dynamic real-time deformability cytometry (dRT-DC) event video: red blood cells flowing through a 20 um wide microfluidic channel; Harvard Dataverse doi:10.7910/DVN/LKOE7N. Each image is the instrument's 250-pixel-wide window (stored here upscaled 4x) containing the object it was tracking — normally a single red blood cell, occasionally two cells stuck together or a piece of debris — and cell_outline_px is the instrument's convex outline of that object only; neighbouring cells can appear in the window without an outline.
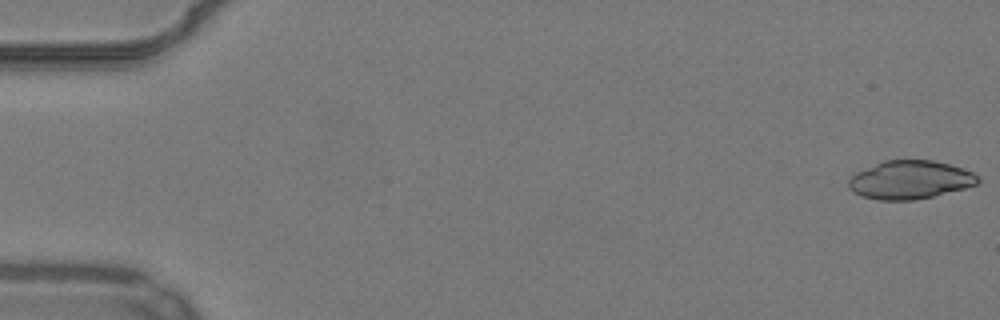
{"species": "common noctule bat (a hibernating species)", "species_latin": "Nyctalus noctula", "temperature_condition": "warm", "stored_images_in_passage": 15, "camera_frame_rate_fps": 3000, "um_per_image_px": 0.085, "animal": {"sex": "male", "body_mass_g": 19.2, "forearm_length_mm": 51.8}, "frame": {"image": 1, "passage_image": 1, "time_ms": 0.0, "image_size_px": [1000, 320], "cell_outline_px": [[980, 180], [976, 184], [964, 188], [916, 200], [876, 200], [860, 196], [852, 192], [848, 188], [848, 180], [856, 172], [884, 160], [932, 160], [964, 168], [972, 172]], "centroid_in_image_um": [77.3, 15.29], "position_along_channel_um": 7.7, "area_um2": 28.9}}